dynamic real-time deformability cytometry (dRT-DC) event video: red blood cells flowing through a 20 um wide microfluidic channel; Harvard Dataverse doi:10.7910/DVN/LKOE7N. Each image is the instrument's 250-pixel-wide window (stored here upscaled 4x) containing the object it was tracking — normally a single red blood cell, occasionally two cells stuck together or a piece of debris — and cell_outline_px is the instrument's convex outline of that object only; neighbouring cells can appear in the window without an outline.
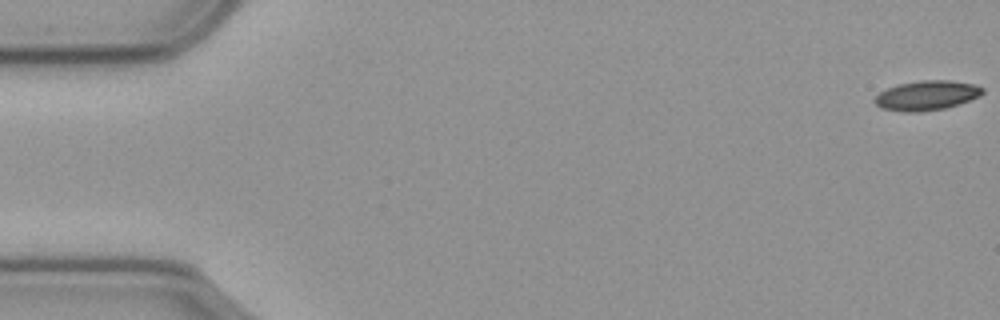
{"species": "common noctule bat (a hibernating species)", "species_latin": "Nyctalus noctula", "temperature_condition": "cold", "stored_images_in_passage": 10, "camera_frame_rate_fps": 3000, "um_per_image_px": 0.085, "animal": {"sex": "male", "body_mass_g": 23.1, "forearm_length_mm": 52.7}, "frame": {"image": 1, "passage_image": 1, "time_ms": 0.0, "image_size_px": [1000, 320], "cell_outline_px": [[984, 92], [980, 96], [944, 108], [920, 112], [904, 112], [880, 108], [872, 100], [880, 92], [888, 88], [900, 84], [920, 80], [948, 80], [972, 84], [984, 88]], "centroid_in_image_um": [78.74, 8.11], "position_along_channel_um": 6.3, "area_um2": 18.44}}